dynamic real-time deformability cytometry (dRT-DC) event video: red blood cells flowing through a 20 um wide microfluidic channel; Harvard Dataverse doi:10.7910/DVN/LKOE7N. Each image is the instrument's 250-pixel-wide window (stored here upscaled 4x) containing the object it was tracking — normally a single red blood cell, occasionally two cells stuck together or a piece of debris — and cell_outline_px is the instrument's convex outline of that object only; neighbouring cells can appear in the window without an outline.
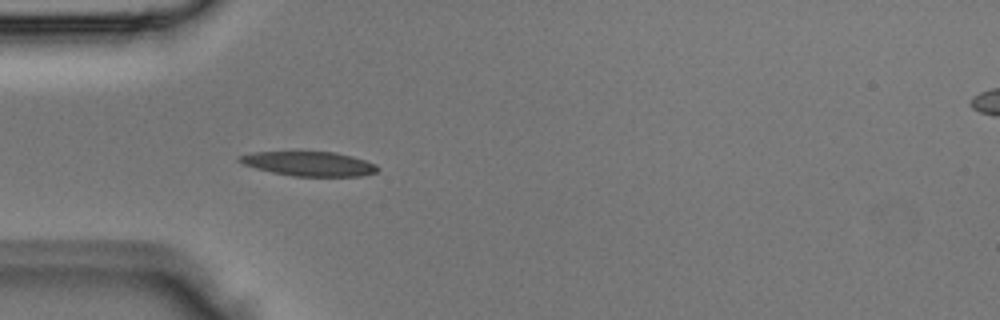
{"species": "Egyptian fruit bat (a non-hibernating species)", "species_latin": "Rousettus aegyptiacus", "temperature_condition": "room temperature", "stored_images_in_passage": 2, "camera_frame_rate_fps": 3000, "um_per_image_px": 0.085, "animal": {"sex": "male"}, "frame": {"image": 1, "passage_image": 2, "time_ms": 0.333, "image_size_px": [1000, 320], "cell_outline_px": [[380, 168], [376, 172], [360, 176], [292, 176], [272, 172], [256, 168], [244, 164], [236, 160], [236, 156], [256, 152], [332, 152], [352, 156], [376, 164]], "centroid_in_image_um": [26.26, 13.92], "position_along_channel_um": 58.7, "area_um2": 19.54}}